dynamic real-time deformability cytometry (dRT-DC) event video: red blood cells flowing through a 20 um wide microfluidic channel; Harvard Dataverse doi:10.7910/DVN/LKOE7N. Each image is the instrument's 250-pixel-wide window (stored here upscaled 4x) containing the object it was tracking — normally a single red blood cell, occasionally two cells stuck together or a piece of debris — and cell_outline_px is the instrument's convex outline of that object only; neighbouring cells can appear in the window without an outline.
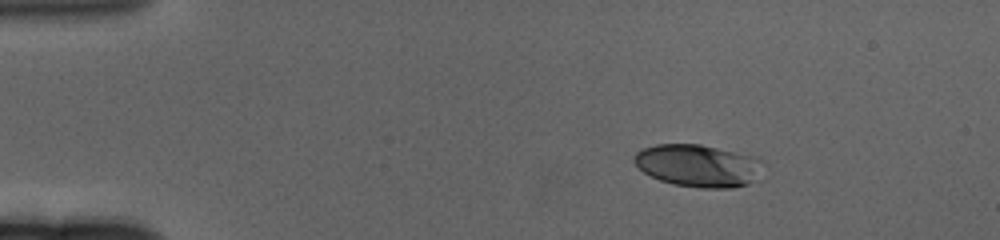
{"species": "human", "species_latin": "Homo sapiens", "temperature_condition": "cold", "stored_images_in_passage": 53, "camera_frame_rate_fps": 3000, "um_per_image_px": 0.085, "donor": {"sex": "female"}, "frame": {"image": 1, "passage_image": 1, "time_ms": 0.0, "image_size_px": [1000, 240], "cell_outline_px": [[748, 184], [732, 188], [700, 188], [676, 184], [660, 180], [644, 172], [632, 160], [632, 156], [636, 152], [644, 148], [656, 144], [700, 144], [732, 152], [744, 156], [748, 180]], "centroid_in_image_um": [58.92, 14.07], "position_along_channel_um": 26.1, "area_um2": 29.02}}
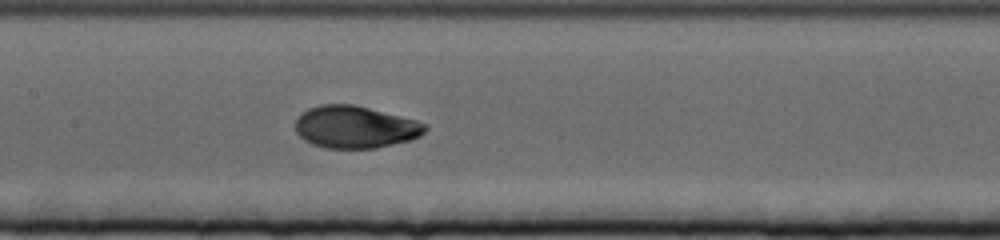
{"frame": {"image": 2, "passage_image": 22, "time_ms": 7.0, "image_size_px": [1000, 240], "cell_outline_px": [[428, 128], [420, 136], [412, 140], [376, 148], [324, 148], [312, 144], [304, 140], [296, 132], [296, 120], [308, 108], [320, 104], [352, 104], [416, 120], [428, 124]], "centroid_in_image_um": [30.21, 10.81], "position_along_channel_um": 177.2, "area_um2": 31.91}}
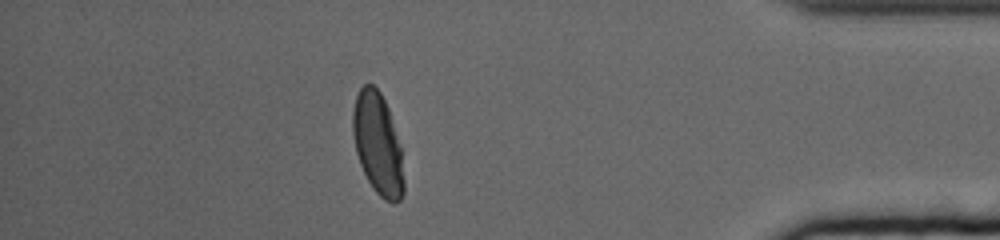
{"frame": {"image": 3, "passage_image": 46, "time_ms": 15.0, "image_size_px": [1000, 240], "cell_outline_px": [[404, 192], [400, 200], [396, 204], [392, 204], [384, 200], [372, 188], [360, 164], [356, 152], [352, 132], [352, 112], [356, 96], [360, 88], [364, 84], [372, 84], [380, 92], [388, 108], [400, 148], [404, 180]], "centroid_in_image_um": [32.1, 12.27], "position_along_channel_um": 403.1, "area_um2": 30.11}, "authors_computed_cell_mechanics": {"area_um2": 31.0964, "velocity_mm_per_s": 3.2837, "shape_relaxation_time_tau1_ms": 4.2845, "shape_relaxation_time_tau2_ms": null, "deformation_change_tau1": 0.1932, "deformation_change_tau2": null}}